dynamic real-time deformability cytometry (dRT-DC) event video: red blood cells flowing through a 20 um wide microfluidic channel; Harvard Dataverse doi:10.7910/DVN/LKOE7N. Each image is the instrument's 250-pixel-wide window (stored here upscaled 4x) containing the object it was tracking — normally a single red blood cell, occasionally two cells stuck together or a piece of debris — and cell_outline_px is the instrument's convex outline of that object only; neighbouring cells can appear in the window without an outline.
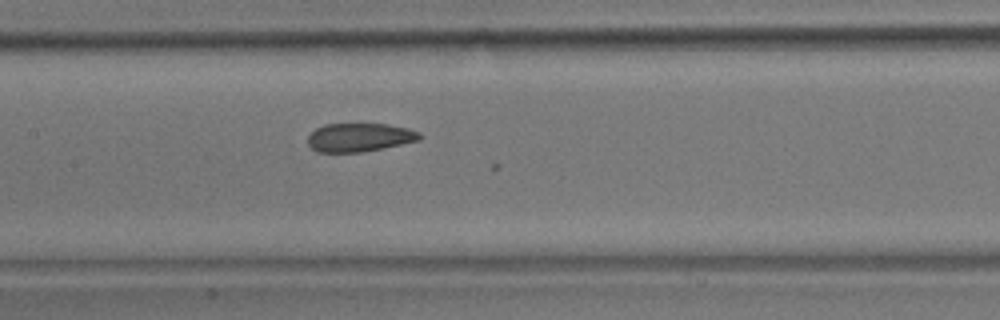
{"species": "common noctule bat (a hibernating species)", "species_latin": "Nyctalus noctula", "temperature_condition": "room temperature", "stored_images_in_passage": 33, "camera_frame_rate_fps": 3000, "um_per_image_px": 0.085, "animal": {"sex": "male", "body_mass_g": 17.9}, "frame": {"image": 1, "passage_image": 25, "time_ms": 8.0, "image_size_px": [1000, 320], "cell_outline_px": [[424, 136], [420, 140], [384, 148], [360, 152], [316, 152], [308, 144], [308, 136], [316, 128], [324, 124], [388, 124], [408, 128], [420, 132]], "centroid_in_image_um": [30.59, 11.68], "position_along_channel_um": 176.8, "area_um2": 18.73}}
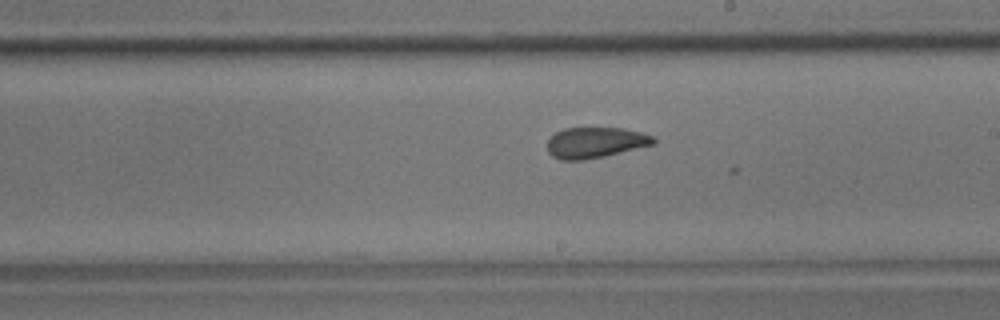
{"frame": {"image": 2, "passage_image": 30, "time_ms": 9.667, "image_size_px": [1000, 320], "cell_outline_px": [[656, 140], [652, 144], [604, 156], [580, 160], [560, 160], [552, 156], [548, 152], [548, 140], [556, 132], [564, 128], [624, 128], [640, 132], [652, 136]], "centroid_in_image_um": [50.56, 12.11], "position_along_channel_um": 238.4, "area_um2": 18.73}}